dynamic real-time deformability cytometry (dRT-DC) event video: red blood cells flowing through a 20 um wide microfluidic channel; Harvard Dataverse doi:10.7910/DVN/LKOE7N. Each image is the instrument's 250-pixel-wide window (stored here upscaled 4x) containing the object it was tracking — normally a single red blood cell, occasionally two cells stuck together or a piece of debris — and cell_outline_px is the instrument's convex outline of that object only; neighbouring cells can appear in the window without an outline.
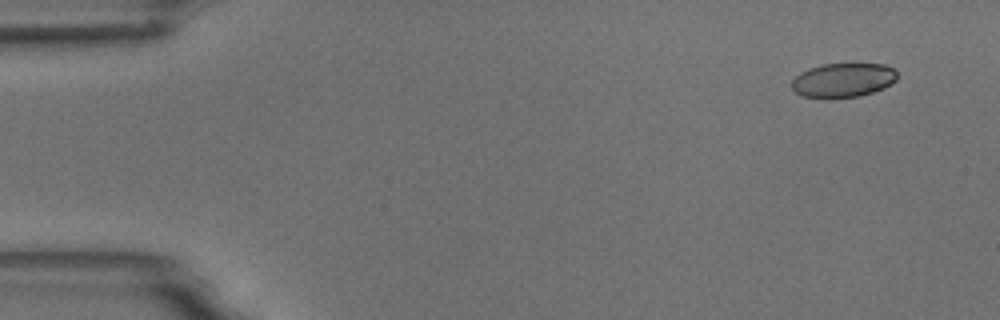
{"species": "common noctule bat (a hibernating species)", "species_latin": "Nyctalus noctula", "temperature_condition": "room temperature", "stored_images_in_passage": 5, "camera_frame_rate_fps": 3000, "um_per_image_px": 0.085, "animal": {"sex": "male", "body_mass_g": 18.8}, "frame": {"image": 1, "passage_image": 1, "time_ms": 0.0, "image_size_px": [1000, 320], "cell_outline_px": [[896, 80], [892, 84], [884, 88], [860, 96], [804, 96], [796, 92], [792, 88], [792, 80], [800, 72], [808, 68], [824, 64], [884, 64], [892, 68], [896, 72]], "centroid_in_image_um": [71.68, 6.78], "position_along_channel_um": 13.3, "area_um2": 20.52}}
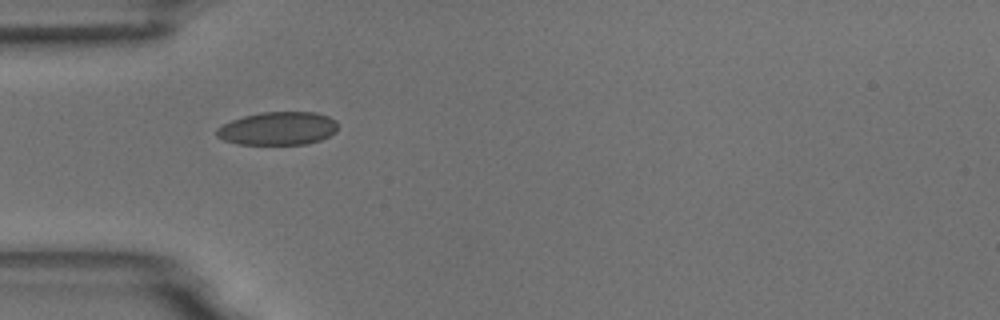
{"frame": {"image": 2, "passage_image": 4, "time_ms": 4.333, "image_size_px": [1000, 320], "cell_outline_px": [[336, 132], [320, 140], [308, 144], [236, 144], [224, 140], [216, 136], [216, 128], [232, 120], [244, 116], [264, 112], [316, 112], [328, 116], [336, 120]], "centroid_in_image_um": [23.62, 10.92], "position_along_channel_um": 61.4, "area_um2": 23.41}}